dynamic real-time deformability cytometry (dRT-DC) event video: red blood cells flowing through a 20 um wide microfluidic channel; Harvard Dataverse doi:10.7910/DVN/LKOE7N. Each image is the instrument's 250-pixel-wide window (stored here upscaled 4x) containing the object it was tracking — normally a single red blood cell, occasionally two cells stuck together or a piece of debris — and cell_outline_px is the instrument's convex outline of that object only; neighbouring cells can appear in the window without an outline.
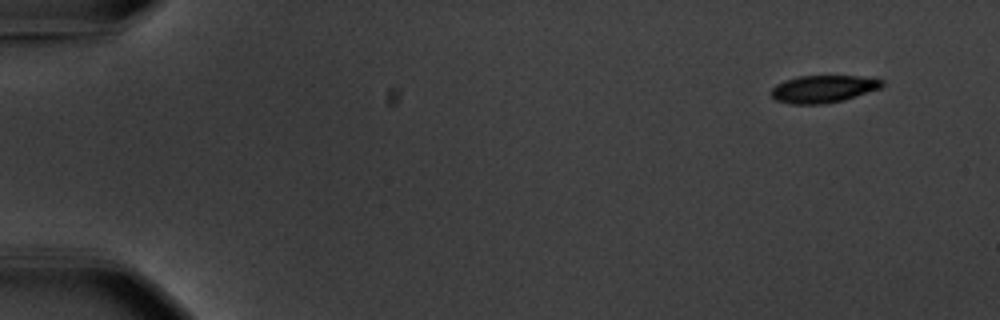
{"species": "common noctule bat (a hibernating species)", "species_latin": "Nyctalus noctula", "temperature_condition": "warm", "stored_images_in_passage": 12, "camera_frame_rate_fps": 3000, "um_per_image_px": 0.085, "animal": {"sex": "male", "body_mass_g": 20.1, "forearm_length_mm": 53.5}, "frame": {"image": 1, "passage_image": 1, "time_ms": 0.0, "image_size_px": [1000, 320], "cell_outline_px": [[884, 84], [880, 88], [844, 100], [824, 104], [792, 104], [776, 100], [768, 92], [776, 84], [784, 80], [800, 76], [860, 76], [884, 80]], "centroid_in_image_um": [69.95, 7.56], "position_along_channel_um": 15.1, "area_um2": 17.74}}